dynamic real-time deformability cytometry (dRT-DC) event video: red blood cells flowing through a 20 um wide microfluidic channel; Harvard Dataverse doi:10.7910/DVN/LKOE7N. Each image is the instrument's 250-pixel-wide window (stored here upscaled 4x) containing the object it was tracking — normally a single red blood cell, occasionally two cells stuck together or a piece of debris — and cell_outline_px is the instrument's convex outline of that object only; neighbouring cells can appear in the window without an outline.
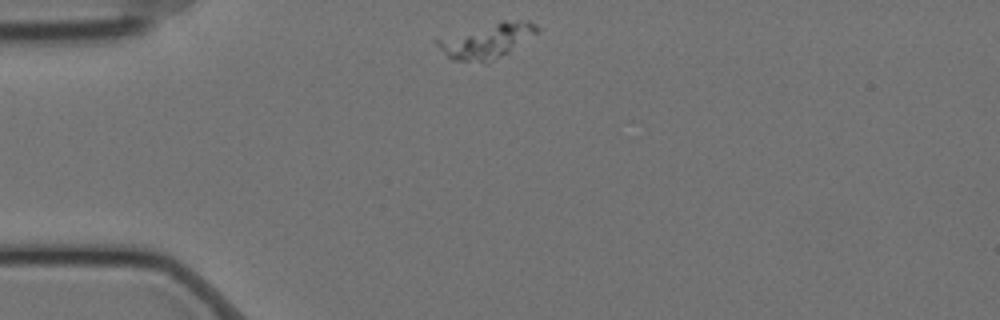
{"species": "Egyptian fruit bat (a non-hibernating species)", "species_latin": "Rousettus aegyptiacus", "temperature_condition": "cold", "stored_images_in_passage": 46, "camera_frame_rate_fps": 3000, "um_per_image_px": 0.085, "animal": {"sex": "female"}, "frame": {"image": 1, "passage_image": 1, "time_ms": 0.0, "image_size_px": [1000, 320], "cell_outline_px": [[540, 32], [508, 52], [484, 64], [448, 60], [432, 40], [500, 20], [528, 20], [536, 24], [540, 28]], "centroid_in_image_um": [41.35, 3.48], "position_along_channel_um": 43.6, "area_um2": 20.87}}
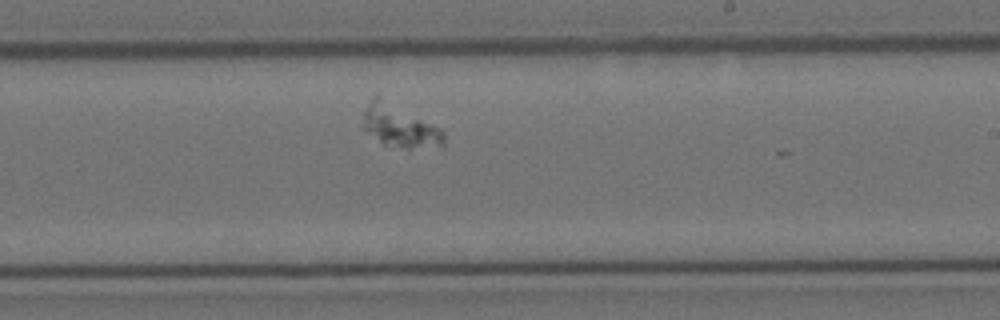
{"frame": {"image": 2, "passage_image": 22, "time_ms": 7.0, "image_size_px": [1000, 320], "cell_outline_px": [[444, 148], [404, 148], [384, 144], [368, 132], [364, 128], [364, 108], [372, 96], [376, 92], [440, 128], [444, 132]], "centroid_in_image_um": [33.99, 10.68], "position_along_channel_um": 255.0, "area_um2": 20.35}}
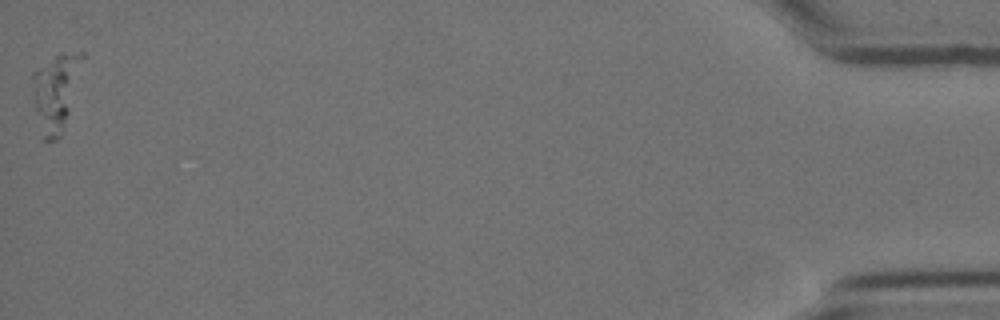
{"frame": {"image": 3, "passage_image": 46, "time_ms": 15.0, "image_size_px": [1000, 320], "cell_outline_px": [[84, 56], [68, 112], [60, 136], [56, 140], [40, 140], [32, 88], [32, 72], [60, 52], [84, 52]], "centroid_in_image_um": [4.69, 7.82], "position_along_channel_um": 430.5, "area_um2": 22.08}}